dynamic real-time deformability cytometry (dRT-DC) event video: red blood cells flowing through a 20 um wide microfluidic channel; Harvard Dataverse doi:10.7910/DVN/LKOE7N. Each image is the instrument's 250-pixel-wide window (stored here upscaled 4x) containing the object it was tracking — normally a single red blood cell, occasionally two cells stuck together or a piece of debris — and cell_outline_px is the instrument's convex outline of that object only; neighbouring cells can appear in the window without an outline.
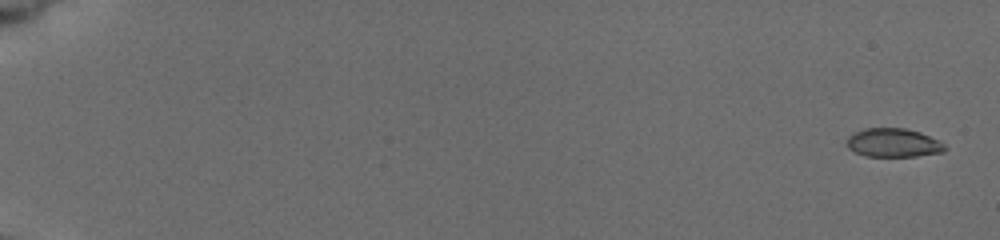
{"species": "common noctule bat (a hibernating species)", "species_latin": "Nyctalus noctula", "temperature_condition": "cold", "stored_images_in_passage": 32, "camera_frame_rate_fps": 3000, "um_per_image_px": 0.085, "animal": {"sex": "female", "body_mass_g": 19.5, "forearm_length_mm": 54.1}, "frame": {"image": 1, "passage_image": 1, "time_ms": 0.0, "image_size_px": [1000, 240], "cell_outline_px": [[948, 148], [944, 152], [916, 156], [864, 156], [848, 148], [848, 136], [864, 128], [904, 128], [920, 132], [940, 140]], "centroid_in_image_um": [75.98, 12.13], "position_along_channel_um": 9.0, "area_um2": 16.42}}
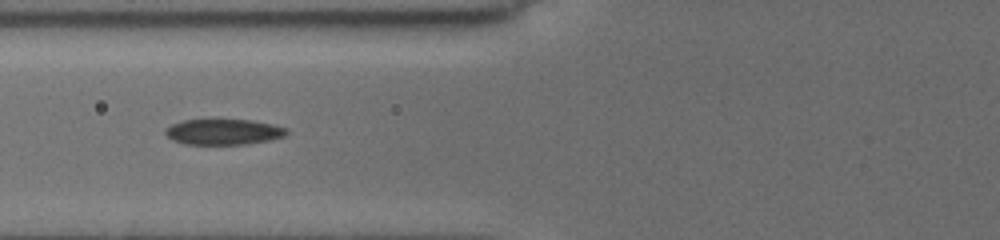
{"frame": {"image": 2, "passage_image": 28, "time_ms": 7.667, "image_size_px": [1000, 240], "cell_outline_px": [[288, 132], [284, 136], [268, 140], [248, 144], [184, 144], [172, 140], [164, 132], [164, 128], [172, 124], [184, 120], [252, 120], [272, 124], [288, 128]], "centroid_in_image_um": [18.99, 11.21], "position_along_channel_um": 106.8, "area_um2": 18.09}}
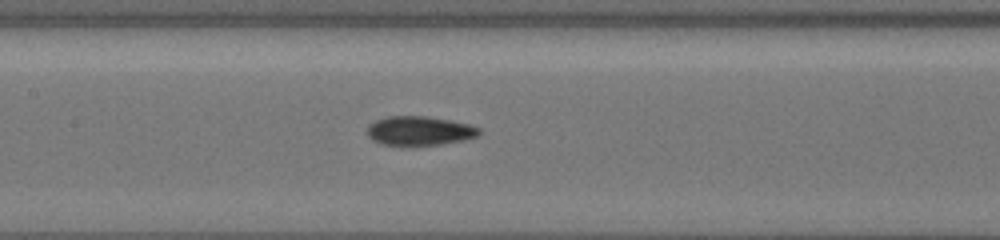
{"frame": {"image": 3, "passage_image": 32, "time_ms": 9.333, "image_size_px": [1000, 240], "cell_outline_px": [[480, 132], [476, 136], [464, 140], [440, 144], [380, 144], [372, 140], [368, 136], [368, 124], [376, 120], [388, 116], [424, 116], [452, 120], [468, 124], [480, 128]], "centroid_in_image_um": [35.65, 11.1], "position_along_channel_um": 171.8, "area_um2": 18.73}}